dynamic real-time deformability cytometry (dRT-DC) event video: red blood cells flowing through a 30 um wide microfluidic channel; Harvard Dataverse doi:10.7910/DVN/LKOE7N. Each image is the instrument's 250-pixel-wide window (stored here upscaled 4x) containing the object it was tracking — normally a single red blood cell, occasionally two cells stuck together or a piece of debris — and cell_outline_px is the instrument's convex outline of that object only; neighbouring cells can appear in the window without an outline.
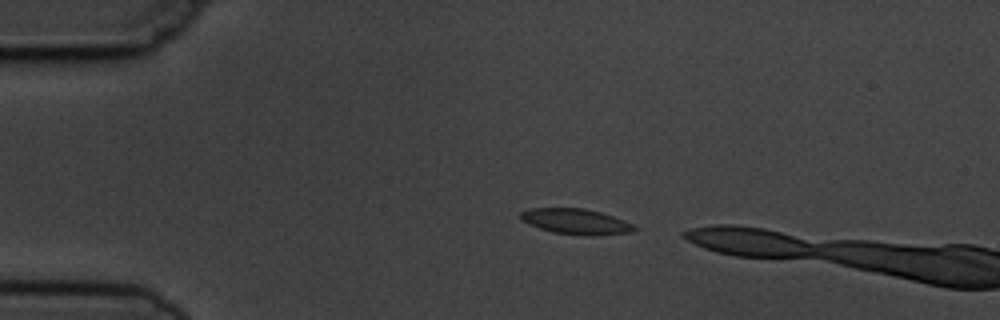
{"species": "common noctule bat (a hibernating species)", "species_latin": "Nyctalus noctula", "temperature_condition": "cold", "stored_images_in_passage": 2, "camera_frame_rate_fps": 3000, "um_per_image_px": 0.085, "animal": {"sex": "male", "body_mass_g": 19.5, "forearm_length_mm": 54.6}, "frame": {"image": 1, "passage_image": 1, "time_ms": 0.0, "image_size_px": [1000, 320], "cell_outline_px": [[636, 228], [632, 232], [592, 236], [584, 236], [552, 232], [540, 228], [520, 220], [520, 212], [528, 208], [584, 208], [600, 212], [624, 220], [632, 224]], "centroid_in_image_um": [48.92, 18.83], "position_along_channel_um": 36.1, "area_um2": 16.94}}